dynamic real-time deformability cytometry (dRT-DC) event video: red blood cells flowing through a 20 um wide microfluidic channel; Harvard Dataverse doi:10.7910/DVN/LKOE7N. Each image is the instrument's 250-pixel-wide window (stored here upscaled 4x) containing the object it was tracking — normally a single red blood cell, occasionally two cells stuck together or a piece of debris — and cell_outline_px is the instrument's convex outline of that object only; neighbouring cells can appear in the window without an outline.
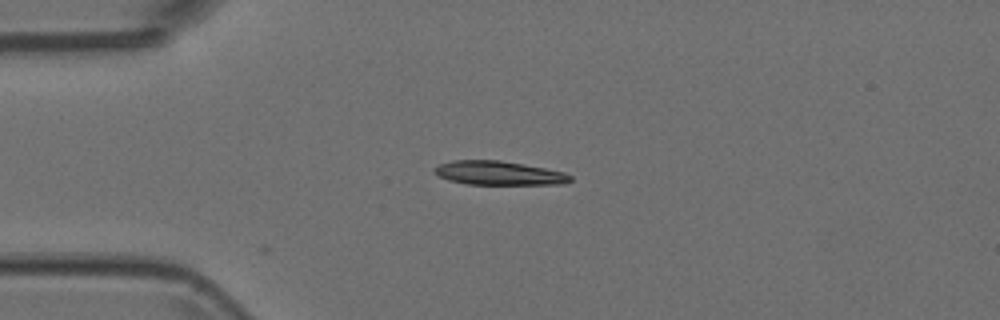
{"species": "Egyptian fruit bat (a non-hibernating species)", "species_latin": "Rousettus aegyptiacus", "temperature_condition": "room temperature", "stored_images_in_passage": 41, "camera_frame_rate_fps": 3000, "um_per_image_px": 0.085, "animal": {"sex": "female"}, "frame": {"image": 1, "passage_image": 1, "time_ms": 0.0, "image_size_px": [1000, 320], "cell_outline_px": [[572, 180], [564, 184], [468, 184], [448, 180], [440, 176], [432, 168], [440, 164], [452, 160], [500, 160], [544, 168], [564, 172], [572, 176]], "centroid_in_image_um": [42.4, 14.71], "position_along_channel_um": 42.6, "area_um2": 18.79}}
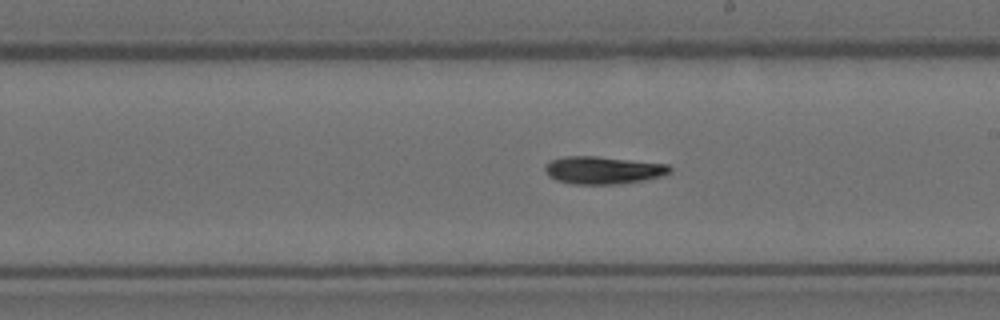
{"frame": {"image": 2, "passage_image": 18, "time_ms": 5.667, "image_size_px": [1000, 320], "cell_outline_px": [[672, 172], [664, 176], [644, 180], [620, 184], [572, 184], [556, 180], [548, 176], [544, 168], [552, 160], [564, 156], [596, 156], [668, 164], [672, 168]], "centroid_in_image_um": [51.3, 14.47], "position_along_channel_um": 237.7, "area_um2": 20.17}}
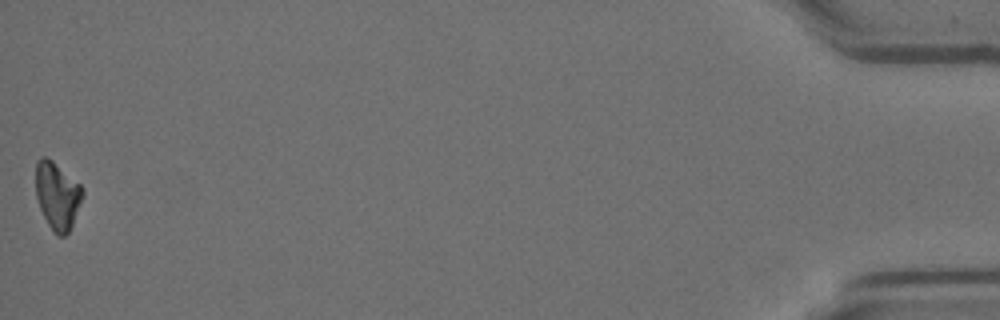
{"frame": {"image": 3, "passage_image": 41, "time_ms": 13.333, "image_size_px": [1000, 320], "cell_outline_px": [[84, 196], [72, 224], [68, 232], [64, 236], [56, 236], [52, 232], [40, 208], [36, 196], [36, 160], [40, 156], [44, 156], [52, 160], [80, 184], [84, 188]], "centroid_in_image_um": [4.87, 16.62], "position_along_channel_um": 430.3, "area_um2": 18.5}}